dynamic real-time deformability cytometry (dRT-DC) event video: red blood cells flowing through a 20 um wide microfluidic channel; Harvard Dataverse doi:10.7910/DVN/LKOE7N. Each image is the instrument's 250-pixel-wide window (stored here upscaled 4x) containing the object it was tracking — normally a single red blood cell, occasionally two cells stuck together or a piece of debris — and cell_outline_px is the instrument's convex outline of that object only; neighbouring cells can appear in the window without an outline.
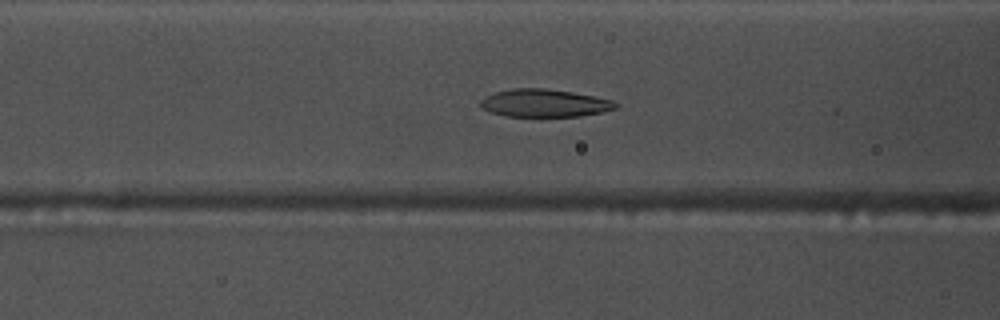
{"species": "common noctule bat (a hibernating species)", "species_latin": "Nyctalus noctula", "temperature_condition": "warm", "stored_images_in_passage": 42, "camera_frame_rate_fps": 3000, "um_per_image_px": 0.085, "animal": {"sex": "male", "body_mass_g": 17.5, "forearm_length_mm": 52.3}, "frame": {"image": 1, "passage_image": 21, "time_ms": 6.667, "image_size_px": [1000, 320], "cell_outline_px": [[620, 104], [616, 108], [600, 112], [580, 116], [504, 116], [492, 112], [484, 108], [480, 104], [480, 100], [484, 96], [496, 92], [512, 88], [544, 88], [572, 92], [596, 96], [612, 100]], "centroid_in_image_um": [46.29, 8.75], "position_along_channel_um": 120.3, "area_um2": 21.79}}
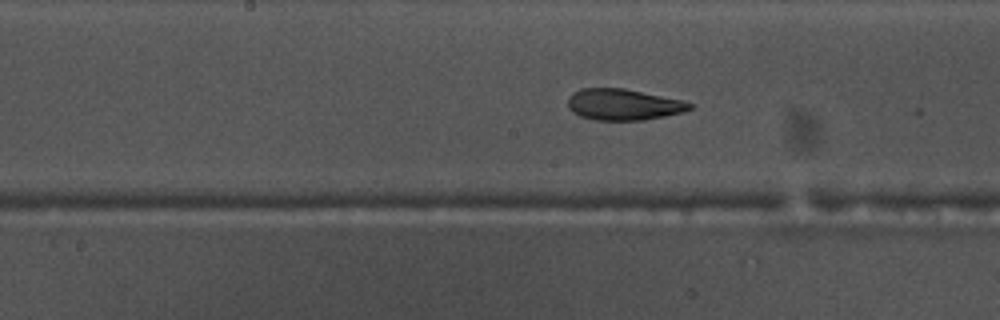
{"frame": {"image": 2, "passage_image": 27, "time_ms": 8.667, "image_size_px": [1000, 320], "cell_outline_px": [[692, 108], [684, 112], [644, 120], [592, 120], [580, 116], [572, 112], [568, 108], [568, 96], [572, 92], [580, 88], [624, 88], [684, 100], [692, 104]], "centroid_in_image_um": [52.96, 8.88], "position_along_channel_um": 195.2, "area_um2": 22.43}}
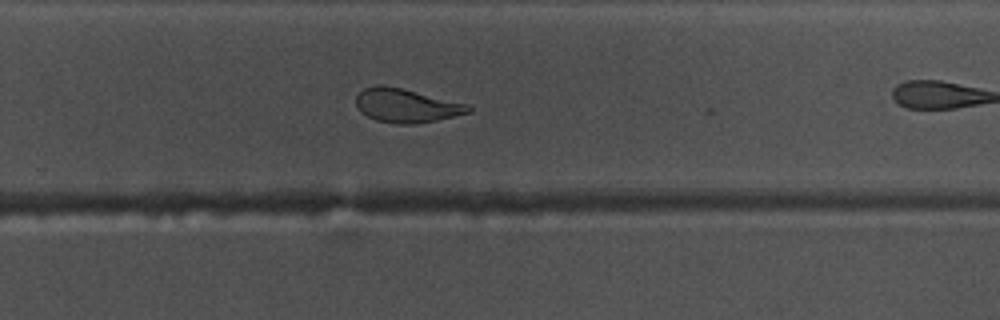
{"frame": {"image": 3, "passage_image": 35, "time_ms": 11.333, "image_size_px": [1000, 320], "cell_outline_px": [[472, 112], [436, 120], [412, 124], [396, 124], [376, 120], [360, 112], [356, 104], [356, 96], [364, 88], [376, 84], [380, 84], [400, 88], [468, 104], [472, 108]], "centroid_in_image_um": [34.52, 8.97], "position_along_channel_um": 295.3, "area_um2": 21.96}}